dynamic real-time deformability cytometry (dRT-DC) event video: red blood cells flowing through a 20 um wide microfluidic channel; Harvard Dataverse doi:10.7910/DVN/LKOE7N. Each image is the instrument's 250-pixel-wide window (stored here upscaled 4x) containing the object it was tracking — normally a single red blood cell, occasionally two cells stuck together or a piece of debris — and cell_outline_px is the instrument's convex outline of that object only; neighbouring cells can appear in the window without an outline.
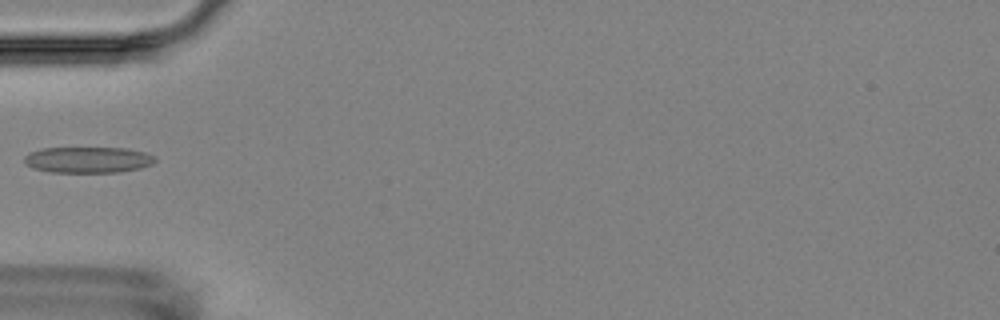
{"species": "Egyptian fruit bat (a non-hibernating species)", "species_latin": "Rousettus aegyptiacus", "temperature_condition": "room temperature", "stored_images_in_passage": 2, "camera_frame_rate_fps": 3000, "um_per_image_px": 0.085, "animal": {"sex": "female"}, "frame": {"image": 1, "passage_image": 2, "time_ms": 1.0, "image_size_px": [1000, 320], "cell_outline_px": [[156, 160], [152, 164], [140, 168], [120, 172], [48, 172], [32, 168], [24, 160], [24, 156], [28, 152], [44, 148], [124, 148], [144, 152], [156, 156]], "centroid_in_image_um": [7.48, 13.58], "position_along_channel_um": 77.5, "area_um2": 19.88}}